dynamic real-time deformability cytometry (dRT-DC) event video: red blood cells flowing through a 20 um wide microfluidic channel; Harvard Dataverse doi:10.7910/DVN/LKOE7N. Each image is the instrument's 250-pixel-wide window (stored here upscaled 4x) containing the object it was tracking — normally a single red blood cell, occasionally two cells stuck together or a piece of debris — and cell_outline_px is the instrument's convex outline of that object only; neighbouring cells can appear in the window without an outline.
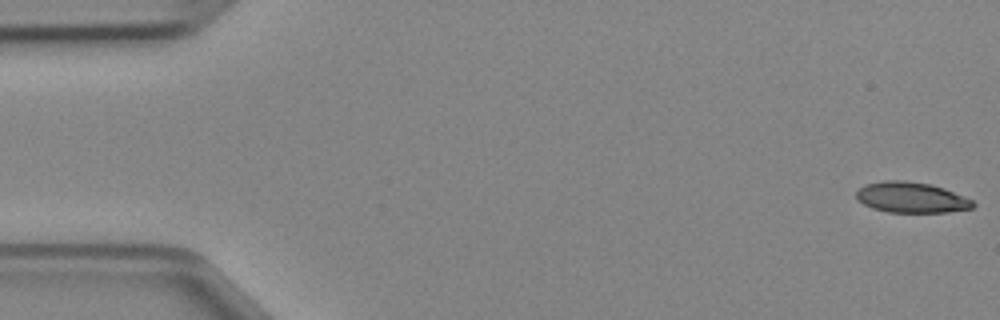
{"species": "Egyptian fruit bat (a non-hibernating species)", "species_latin": "Rousettus aegyptiacus", "temperature_condition": "cold", "stored_images_in_passage": 47, "camera_frame_rate_fps": 3000, "um_per_image_px": 0.085, "animal": {"sex": "female"}, "frame": {"image": 1, "passage_image": 1, "time_ms": 0.0, "image_size_px": [1000, 320], "cell_outline_px": [[976, 204], [972, 208], [948, 212], [888, 212], [872, 208], [856, 200], [856, 192], [860, 188], [868, 184], [884, 180], [904, 180], [932, 184], [944, 188], [964, 196], [972, 200]], "centroid_in_image_um": [77.46, 16.78], "position_along_channel_um": 7.5, "area_um2": 20.87}}
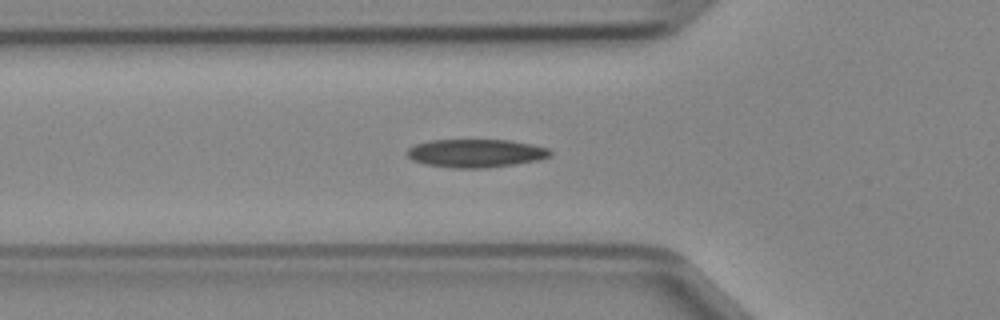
{"frame": {"image": 2, "passage_image": 16, "time_ms": 5.0, "image_size_px": [1000, 320], "cell_outline_px": [[552, 152], [548, 156], [540, 160], [484, 168], [456, 168], [424, 164], [412, 160], [408, 156], [408, 148], [416, 144], [428, 140], [508, 140], [532, 144], [548, 148]], "centroid_in_image_um": [40.43, 13.02], "position_along_channel_um": 85.4, "area_um2": 23.41}}
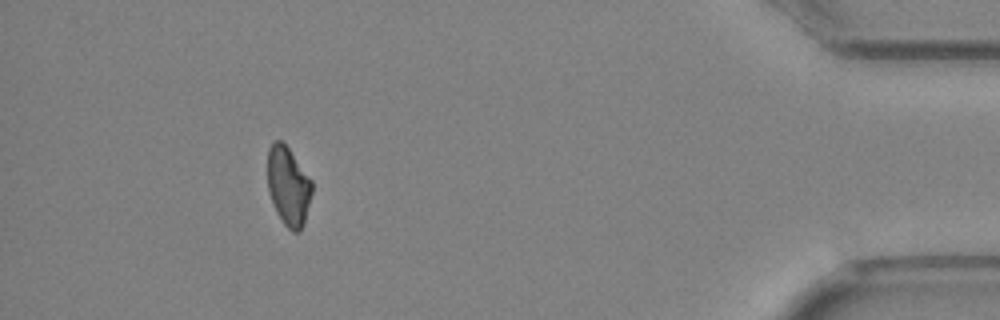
{"frame": {"image": 3, "passage_image": 43, "time_ms": 14.0, "image_size_px": [1000, 320], "cell_outline_px": [[312, 192], [304, 224], [300, 232], [292, 232], [284, 224], [276, 212], [268, 188], [268, 148], [272, 140], [280, 140], [288, 148], [312, 180]], "centroid_in_image_um": [24.51, 15.83], "position_along_channel_um": 410.7, "area_um2": 20.35}}